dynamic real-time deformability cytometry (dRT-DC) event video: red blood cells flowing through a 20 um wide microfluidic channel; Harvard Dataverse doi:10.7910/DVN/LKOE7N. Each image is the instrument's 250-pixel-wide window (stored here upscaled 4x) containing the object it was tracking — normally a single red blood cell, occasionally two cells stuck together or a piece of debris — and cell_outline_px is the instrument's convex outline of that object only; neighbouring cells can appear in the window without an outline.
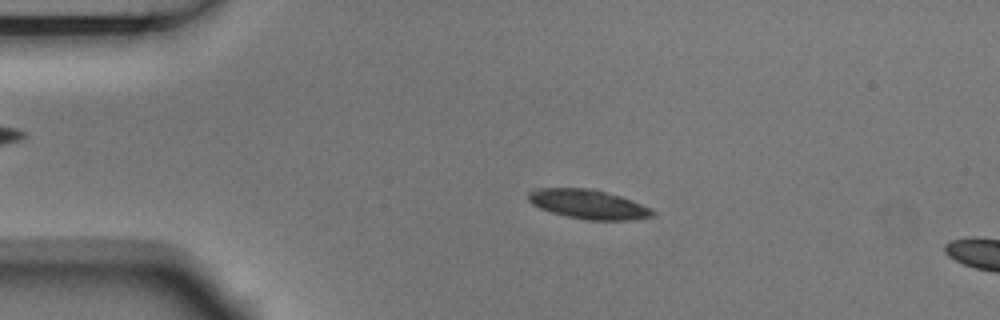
{"species": "Egyptian fruit bat (a non-hibernating species)", "species_latin": "Rousettus aegyptiacus", "temperature_condition": "room temperature", "stored_images_in_passage": 4, "camera_frame_rate_fps": 3000, "um_per_image_px": 0.085, "animal": {"sex": "male"}, "frame": {"image": 1, "passage_image": 3, "time_ms": 0.667, "image_size_px": [1000, 320], "cell_outline_px": [[656, 212], [652, 216], [632, 220], [588, 220], [568, 216], [552, 212], [540, 208], [532, 204], [528, 200], [528, 192], [536, 188], [588, 188], [620, 196], [632, 200], [652, 208]], "centroid_in_image_um": [50.01, 17.36], "position_along_channel_um": 35.0, "area_um2": 21.1}}